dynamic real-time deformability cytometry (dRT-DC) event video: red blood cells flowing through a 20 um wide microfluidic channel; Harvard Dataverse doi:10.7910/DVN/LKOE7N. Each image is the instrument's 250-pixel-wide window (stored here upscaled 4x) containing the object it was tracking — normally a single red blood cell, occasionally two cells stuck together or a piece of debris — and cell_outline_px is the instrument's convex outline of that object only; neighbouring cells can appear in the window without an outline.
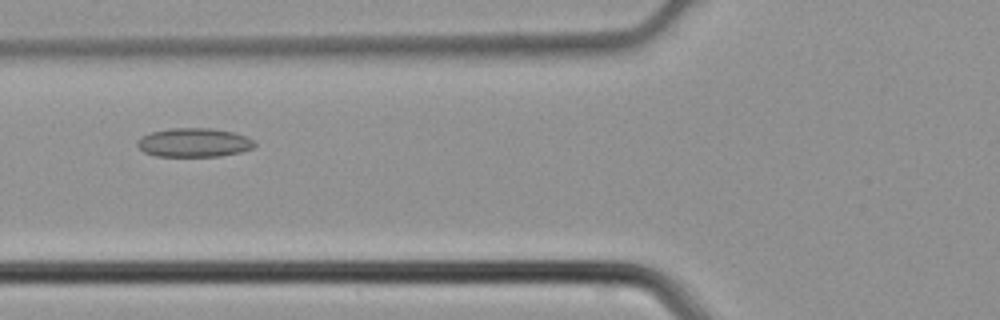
{"species": "common noctule bat (a hibernating species)", "species_latin": "Nyctalus noctula", "temperature_condition": "cold", "stored_images_in_passage": 28, "camera_frame_rate_fps": 3000, "um_per_image_px": 0.085, "animal": {"sex": "male", "body_mass_g": 21.5, "forearm_length_mm": 52.0}, "frame": {"image": 1, "passage_image": 6, "time_ms": 1.667, "image_size_px": [1000, 320], "cell_outline_px": [[256, 144], [252, 148], [240, 152], [220, 156], [156, 156], [144, 152], [136, 144], [136, 140], [140, 136], [152, 132], [172, 128], [212, 128], [236, 132], [252, 140]], "centroid_in_image_um": [16.46, 12.11], "position_along_channel_um": 109.3, "area_um2": 19.77}}
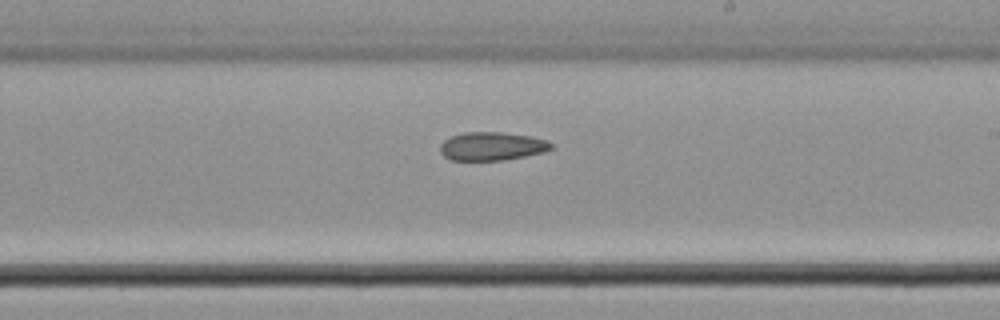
{"frame": {"image": 2, "passage_image": 15, "time_ms": 4.667, "image_size_px": [1000, 320], "cell_outline_px": [[552, 148], [544, 152], [504, 160], [452, 160], [444, 156], [440, 152], [440, 144], [444, 140], [452, 136], [464, 132], [500, 132], [532, 136], [548, 140], [552, 144]], "centroid_in_image_um": [41.82, 12.42], "position_along_channel_um": 247.2, "area_um2": 18.38}}
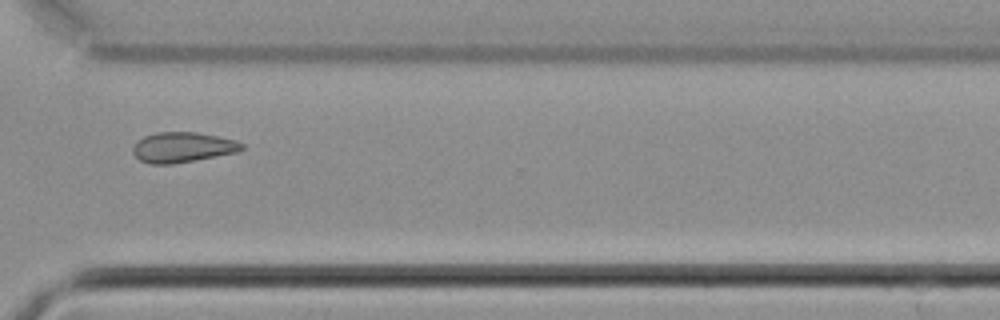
{"frame": {"image": 3, "passage_image": 22, "time_ms": 7.0, "image_size_px": [1000, 320], "cell_outline_px": [[244, 148], [236, 152], [172, 164], [148, 164], [140, 160], [132, 152], [132, 148], [144, 136], [156, 132], [196, 132], [236, 140], [244, 144]], "centroid_in_image_um": [15.51, 12.52], "position_along_channel_um": 355.1, "area_um2": 18.96}}